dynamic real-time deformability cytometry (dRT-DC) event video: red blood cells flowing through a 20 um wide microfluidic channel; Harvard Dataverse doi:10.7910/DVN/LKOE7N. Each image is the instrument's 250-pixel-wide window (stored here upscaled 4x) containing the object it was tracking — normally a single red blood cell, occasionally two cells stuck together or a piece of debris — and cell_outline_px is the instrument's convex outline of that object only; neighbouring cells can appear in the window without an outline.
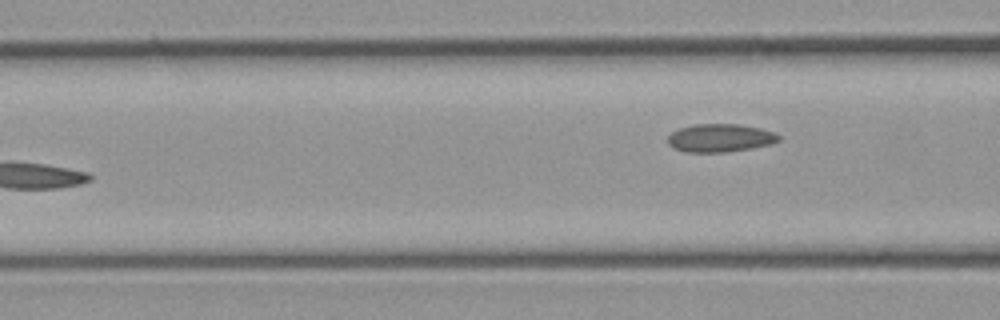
{"species": "common noctule bat (a hibernating species)", "species_latin": "Nyctalus noctula", "temperature_condition": "cold", "stored_images_in_passage": 7, "camera_frame_rate_fps": 3000, "um_per_image_px": 0.085, "animal": {"sex": "male", "body_mass_g": 23.1, "forearm_length_mm": 52.7}, "frame": {"image": 1, "passage_image": 7, "time_ms": 8.0, "image_size_px": [1000, 320], "cell_outline_px": [[780, 140], [768, 144], [752, 148], [724, 152], [684, 152], [672, 148], [668, 144], [668, 136], [672, 132], [680, 128], [692, 124], [740, 124], [760, 128], [776, 132], [780, 136]], "centroid_in_image_um": [61.19, 11.72], "position_along_channel_um": 105.4, "area_um2": 18.26}}